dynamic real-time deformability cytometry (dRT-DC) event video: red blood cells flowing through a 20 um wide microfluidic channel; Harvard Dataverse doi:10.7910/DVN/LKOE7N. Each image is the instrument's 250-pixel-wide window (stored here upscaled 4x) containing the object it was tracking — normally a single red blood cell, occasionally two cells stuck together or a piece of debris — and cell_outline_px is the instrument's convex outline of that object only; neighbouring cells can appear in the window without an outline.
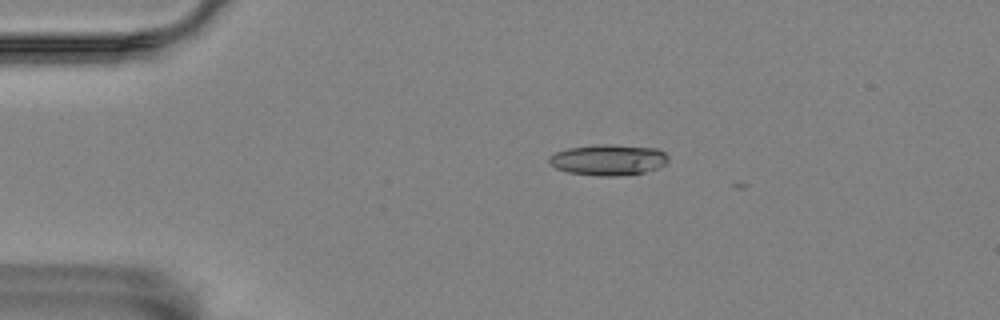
{"species": "Egyptian fruit bat (a non-hibernating species)", "species_latin": "Rousettus aegyptiacus", "temperature_condition": "room temperature", "stored_images_in_passage": 4, "camera_frame_rate_fps": 3000, "um_per_image_px": 0.085, "animal": {"sex": "female"}, "frame": {"image": 1, "passage_image": 2, "time_ms": 0.333, "image_size_px": [1000, 320], "cell_outline_px": [[668, 160], [664, 164], [656, 168], [644, 172], [620, 176], [600, 176], [568, 172], [556, 168], [548, 164], [548, 156], [556, 152], [568, 148], [596, 144], [612, 144], [656, 148], [664, 152], [668, 156]], "centroid_in_image_um": [51.67, 13.58], "position_along_channel_um": 33.3, "area_um2": 21.56}}
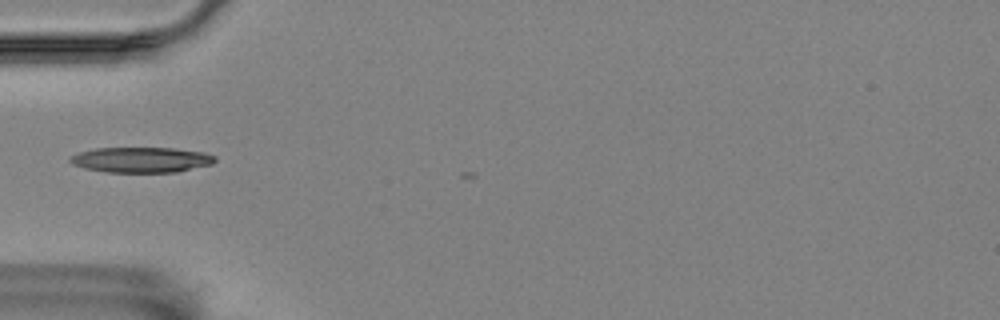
{"frame": {"image": 2, "passage_image": 4, "time_ms": 1.0, "image_size_px": [1000, 320], "cell_outline_px": [[216, 160], [212, 164], [176, 172], [108, 172], [84, 168], [72, 164], [68, 160], [72, 156], [80, 152], [96, 148], [172, 148], [204, 152], [216, 156]], "centroid_in_image_um": [12.02, 13.58], "position_along_channel_um": 73.0, "area_um2": 21.33}}